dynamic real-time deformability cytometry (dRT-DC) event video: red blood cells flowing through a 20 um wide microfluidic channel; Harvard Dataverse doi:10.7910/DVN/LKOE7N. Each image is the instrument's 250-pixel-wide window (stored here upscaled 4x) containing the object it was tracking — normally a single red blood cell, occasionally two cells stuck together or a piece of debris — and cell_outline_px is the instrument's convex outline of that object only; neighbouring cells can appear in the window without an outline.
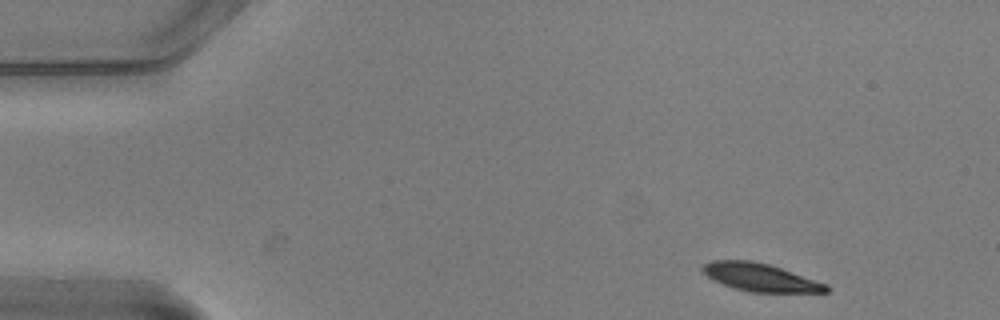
{"species": "common noctule bat (a hibernating species)", "species_latin": "Nyctalus noctula", "temperature_condition": "warm", "stored_images_in_passage": 4, "camera_frame_rate_fps": 3000, "um_per_image_px": 0.085, "animal": {"sex": "male", "body_mass_g": 20.5, "forearm_length_mm": 52.5}, "frame": {"image": 1, "passage_image": 1, "time_ms": 0.0, "image_size_px": [1000, 320], "cell_outline_px": [[828, 292], [748, 292], [732, 288], [712, 280], [700, 268], [704, 264], [712, 260], [752, 260], [768, 264], [828, 284]], "centroid_in_image_um": [64.58, 23.58], "position_along_channel_um": 20.4, "area_um2": 20.06}}
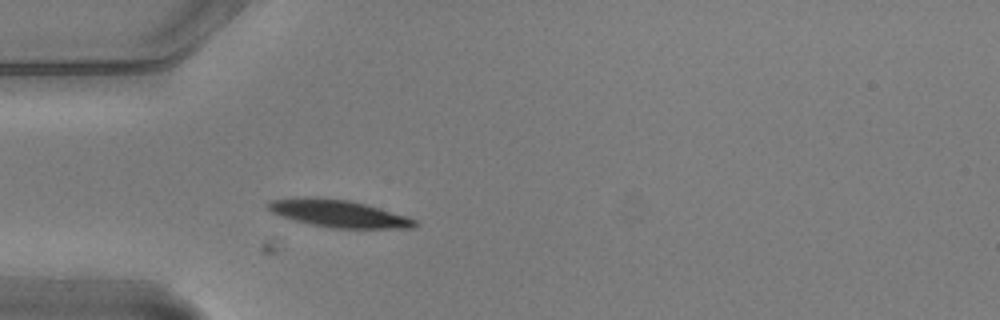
{"frame": {"image": 2, "passage_image": 4, "time_ms": 1.0, "image_size_px": [1000, 320], "cell_outline_px": [[420, 224], [412, 228], [332, 228], [292, 220], [280, 216], [272, 212], [264, 204], [272, 200], [308, 196], [316, 196], [348, 200], [380, 208], [408, 216], [416, 220]], "centroid_in_image_um": [28.77, 18.14], "position_along_channel_um": 56.2, "area_um2": 23.52}}